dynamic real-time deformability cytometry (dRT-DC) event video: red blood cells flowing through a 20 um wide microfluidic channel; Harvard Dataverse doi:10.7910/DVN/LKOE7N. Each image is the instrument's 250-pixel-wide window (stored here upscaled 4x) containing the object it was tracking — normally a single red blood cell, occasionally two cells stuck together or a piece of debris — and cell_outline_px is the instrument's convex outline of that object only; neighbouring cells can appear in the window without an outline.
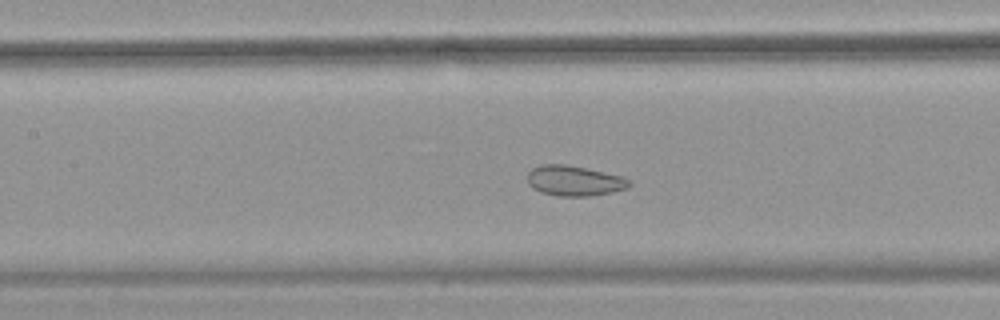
{"species": "common noctule bat (a hibernating species)", "species_latin": "Nyctalus noctula", "temperature_condition": "warm", "stored_images_in_passage": 52, "camera_frame_rate_fps": 3000, "um_per_image_px": 0.085, "animal": {"sex": "female", "body_mass_g": 18.4}, "frame": {"image": 1, "passage_image": 24, "time_ms": 7.667, "image_size_px": [1000, 320], "cell_outline_px": [[632, 184], [628, 188], [612, 192], [588, 196], [556, 196], [540, 192], [532, 188], [528, 184], [528, 172], [532, 168], [540, 164], [568, 164], [624, 176], [632, 180]], "centroid_in_image_um": [48.84, 15.36], "position_along_channel_um": 158.6, "area_um2": 18.32}}
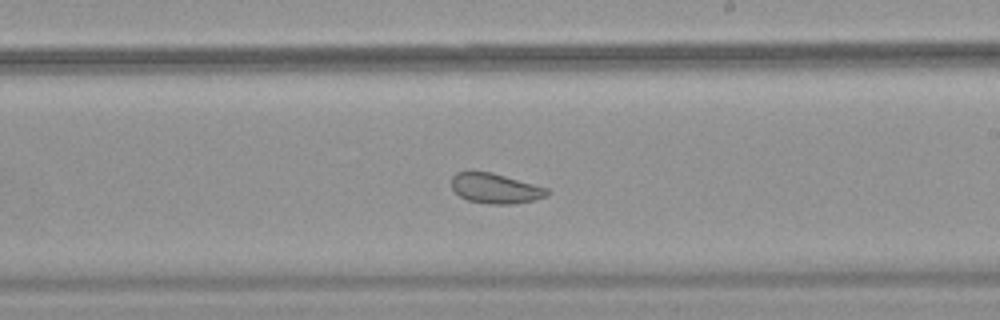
{"frame": {"image": 2, "passage_image": 31, "time_ms": 10.0, "image_size_px": [1000, 320], "cell_outline_px": [[552, 192], [548, 196], [532, 200], [512, 204], [488, 204], [468, 200], [460, 196], [452, 188], [452, 176], [456, 172], [492, 172], [548, 188]], "centroid_in_image_um": [42.14, 16.02], "position_along_channel_um": 246.9, "area_um2": 16.7}}
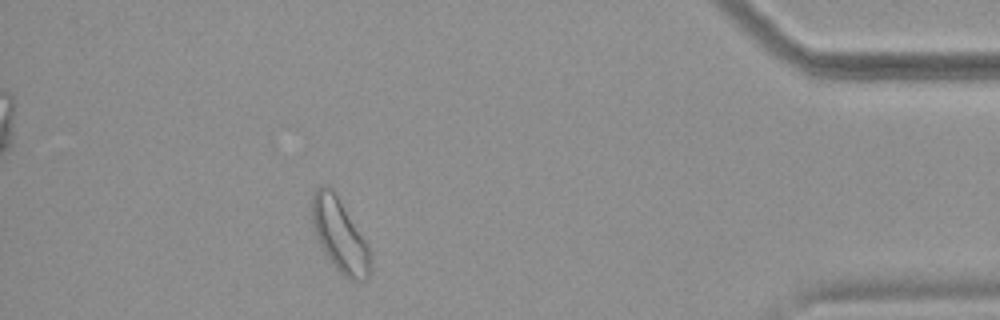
{"frame": {"image": 3, "passage_image": 47, "time_ms": 15.333, "image_size_px": [1000, 320], "cell_outline_px": [[372, 264], [368, 276], [364, 280], [348, 280], [336, 268], [324, 252], [316, 236], [312, 224], [312, 196], [316, 188], [328, 184], [332, 188], [368, 244]], "centroid_in_image_um": [28.88, 20.0], "position_along_channel_um": 406.3, "area_um2": 24.68}, "authors_computed_cell_mechanics": {"area_um2": 23.2067, "velocity_mm_per_s": 3.8078, "shape_relaxation_time_tau1_ms": null, "shape_relaxation_time_tau2_ms": 1.5491, "deformation_change_tau1": null, "deformation_change_tau2": 0.0765}}